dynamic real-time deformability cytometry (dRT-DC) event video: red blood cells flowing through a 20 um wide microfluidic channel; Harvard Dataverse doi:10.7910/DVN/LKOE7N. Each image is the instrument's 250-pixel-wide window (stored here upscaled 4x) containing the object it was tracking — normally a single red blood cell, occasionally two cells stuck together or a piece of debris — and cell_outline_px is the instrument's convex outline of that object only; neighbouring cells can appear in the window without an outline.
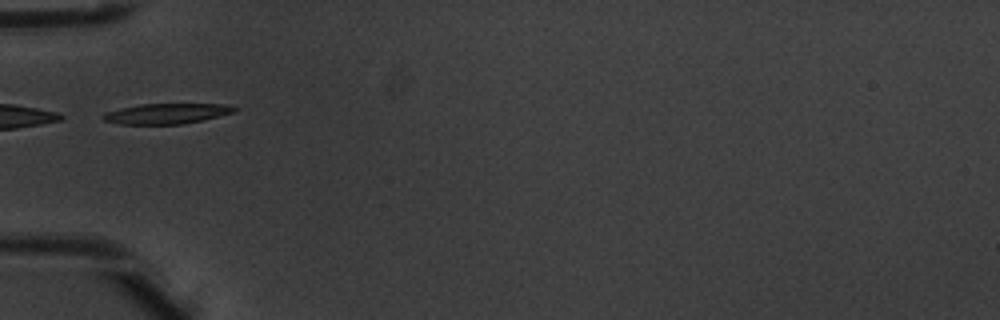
{"species": "common noctule bat (a hibernating species)", "species_latin": "Nyctalus noctula", "temperature_condition": "warm", "stored_images_in_passage": 3, "camera_frame_rate_fps": 3000, "um_per_image_px": 0.085, "animal": {"sex": "male", "body_mass_g": 20.1, "forearm_length_mm": 53.5}, "frame": {"image": 1, "passage_image": 3, "time_ms": 0.667, "image_size_px": [1000, 320], "cell_outline_px": [[240, 108], [236, 112], [184, 124], [120, 124], [104, 120], [100, 116], [104, 112], [120, 108], [140, 104], [224, 104]], "centroid_in_image_um": [14.16, 9.65], "position_along_channel_um": 70.8, "area_um2": 15.66}}